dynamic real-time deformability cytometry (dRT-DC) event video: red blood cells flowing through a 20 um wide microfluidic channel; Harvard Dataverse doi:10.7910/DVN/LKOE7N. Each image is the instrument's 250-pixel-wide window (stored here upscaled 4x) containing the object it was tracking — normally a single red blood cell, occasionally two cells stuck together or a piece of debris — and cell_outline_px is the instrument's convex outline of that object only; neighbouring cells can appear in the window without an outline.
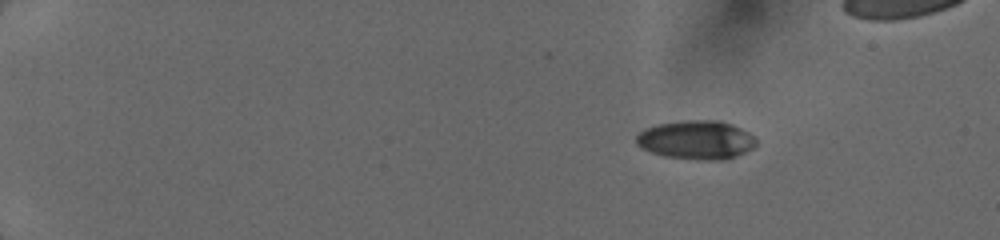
{"species": "human", "species_latin": "Homo sapiens", "temperature_condition": "cold", "stored_images_in_passage": 14, "camera_frame_rate_fps": 3000, "um_per_image_px": 0.085, "donor": {"sex": "female"}, "frame": {"image": 1, "passage_image": 5, "time_ms": 2.333, "image_size_px": [1000, 240], "cell_outline_px": [[756, 144], [752, 148], [736, 156], [724, 160], [696, 160], [664, 156], [652, 152], [636, 144], [636, 136], [640, 132], [656, 124], [688, 120], [720, 120], [732, 124], [748, 132], [756, 140]], "centroid_in_image_um": [59.19, 11.89], "position_along_channel_um": 25.8, "area_um2": 26.99}}
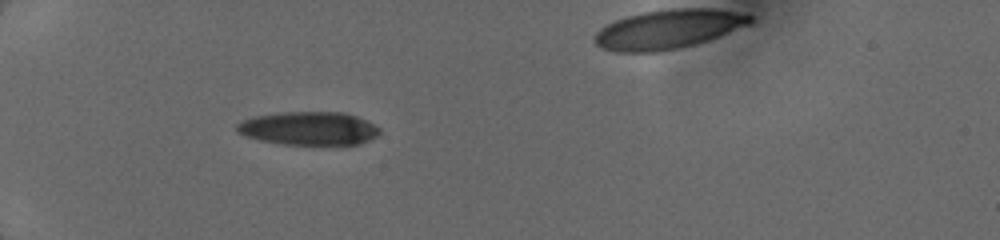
{"frame": {"image": 2, "passage_image": 11, "time_ms": 5.667, "image_size_px": [1000, 240], "cell_outline_px": [[380, 132], [376, 136], [360, 144], [284, 144], [260, 140], [244, 136], [236, 132], [236, 124], [244, 120], [256, 116], [276, 112], [344, 112], [356, 116], [380, 128]], "centroid_in_image_um": [26.21, 10.91], "position_along_channel_um": 58.8, "area_um2": 27.63}}
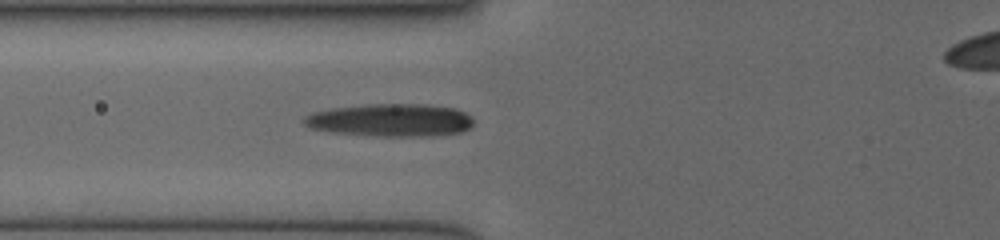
{"frame": {"image": 3, "passage_image": 14, "time_ms": 7.0, "image_size_px": [1000, 240], "cell_outline_px": [[472, 124], [468, 128], [460, 132], [432, 136], [380, 136], [332, 132], [312, 128], [304, 124], [304, 116], [316, 112], [332, 108], [372, 104], [416, 104], [456, 108], [464, 112], [472, 120]], "centroid_in_image_um": [33.2, 10.21], "position_along_channel_um": 92.6, "area_um2": 31.91}}